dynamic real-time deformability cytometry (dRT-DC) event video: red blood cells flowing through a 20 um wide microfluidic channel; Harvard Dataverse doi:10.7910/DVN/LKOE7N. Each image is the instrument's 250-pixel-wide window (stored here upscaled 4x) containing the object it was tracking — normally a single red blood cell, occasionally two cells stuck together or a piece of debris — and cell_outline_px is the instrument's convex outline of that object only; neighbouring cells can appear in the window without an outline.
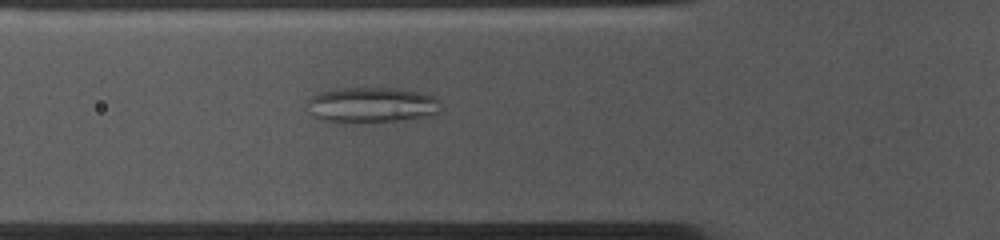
{"species": "common noctule bat (a hibernating species)", "species_latin": "Nyctalus noctula", "temperature_condition": "cold", "stored_images_in_passage": 49, "camera_frame_rate_fps": 3000, "um_per_image_px": 0.085, "animal": {"sex": "female", "body_mass_g": 10.0, "forearm_length_mm": 53.1}, "frame": {"image": 1, "passage_image": 17, "time_ms": 5.333, "image_size_px": [1000, 240], "cell_outline_px": [[440, 112], [420, 116], [396, 120], [324, 120], [312, 116], [304, 104], [312, 96], [320, 92], [340, 88], [396, 88], [424, 92], [440, 100]], "centroid_in_image_um": [31.57, 8.86], "position_along_channel_um": 94.2, "area_um2": 26.82}}
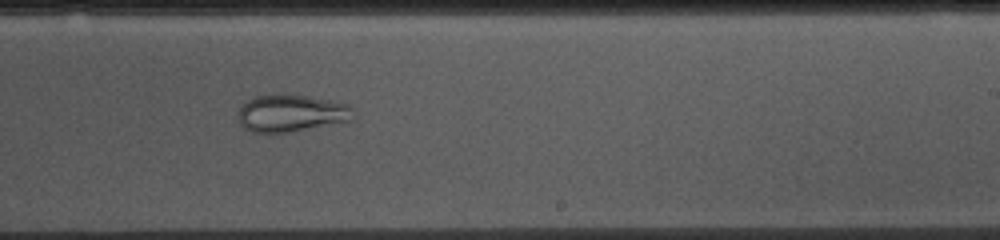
{"frame": {"image": 2, "passage_image": 31, "time_ms": 10.0, "image_size_px": [1000, 240], "cell_outline_px": [[356, 112], [352, 120], [288, 132], [252, 132], [244, 128], [240, 124], [240, 108], [248, 100], [256, 96], [308, 96], [332, 100], [348, 104]], "centroid_in_image_um": [24.82, 9.64], "position_along_channel_um": 264.2, "area_um2": 24.33}}
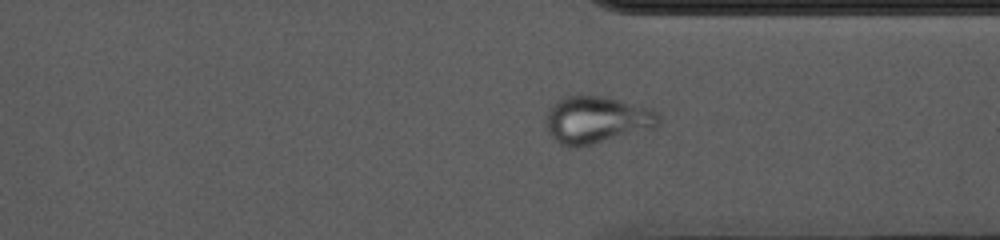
{"frame": {"image": 3, "passage_image": 39, "time_ms": 12.667, "image_size_px": [1000, 240], "cell_outline_px": [[660, 120], [656, 128], [592, 144], [572, 148], [560, 144], [548, 132], [544, 120], [544, 116], [548, 108], [556, 100], [564, 96], [576, 92], [604, 96], [652, 108], [660, 116]], "centroid_in_image_um": [50.67, 10.14], "position_along_channel_um": 360.7, "area_um2": 31.91}, "authors_computed_cell_mechanics": {"area_um2": 29.8248, "velocity_mm_per_s": 3.6381, "shape_relaxation_time_tau1_ms": null, "shape_relaxation_time_tau2_ms": 2.772, "deformation_change_tau1": null, "deformation_change_tau2": 0.0806}}